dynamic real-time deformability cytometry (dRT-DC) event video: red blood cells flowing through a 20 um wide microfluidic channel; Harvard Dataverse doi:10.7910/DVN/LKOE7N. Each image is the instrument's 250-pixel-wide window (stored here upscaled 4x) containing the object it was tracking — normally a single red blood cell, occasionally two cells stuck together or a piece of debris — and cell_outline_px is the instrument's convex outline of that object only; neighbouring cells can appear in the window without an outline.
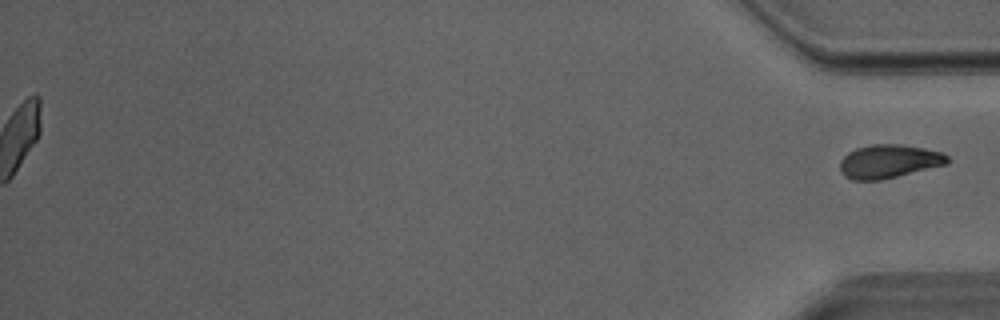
{"species": "Egyptian fruit bat (a non-hibernating species)", "species_latin": "Rousettus aegyptiacus", "temperature_condition": "room temperature", "stored_images_in_passage": 29, "segment_of_instrument_passage": [2, 2], "camera_frame_rate_fps": 3000, "um_per_image_px": 0.085, "animal": {"sex": "male"}, "frame": {"image": 1, "passage_image": 29, "time_ms": 9.333, "image_size_px": [1000, 320], "cell_outline_px": [[952, 160], [948, 164], [880, 180], [852, 180], [844, 176], [840, 172], [840, 160], [848, 152], [856, 148], [872, 144], [900, 144], [924, 148], [944, 152]], "centroid_in_image_um": [75.58, 13.71], "position_along_channel_um": 359.6, "area_um2": 21.21}}